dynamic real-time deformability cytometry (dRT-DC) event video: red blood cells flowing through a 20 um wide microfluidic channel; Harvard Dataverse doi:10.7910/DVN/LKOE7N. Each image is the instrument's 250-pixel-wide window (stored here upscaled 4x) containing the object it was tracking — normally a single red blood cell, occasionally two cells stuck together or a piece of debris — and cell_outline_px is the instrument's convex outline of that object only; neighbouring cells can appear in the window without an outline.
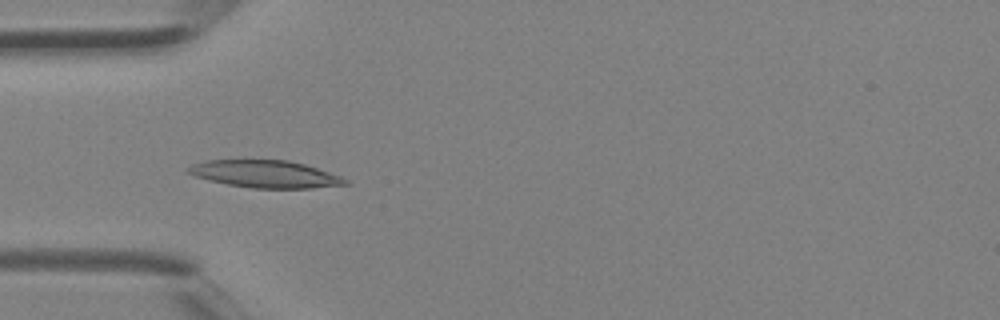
{"species": "Egyptian fruit bat (a non-hibernating species)", "species_latin": "Rousettus aegyptiacus", "temperature_condition": "room temperature", "stored_images_in_passage": 40, "camera_frame_rate_fps": 3000, "um_per_image_px": 0.085, "animal": {"sex": "female"}, "frame": {"image": 1, "passage_image": 12, "time_ms": 3.667, "image_size_px": [1000, 320], "cell_outline_px": [[352, 184], [312, 188], [252, 188], [228, 184], [196, 176], [184, 172], [184, 168], [192, 164], [208, 160], [288, 160], [304, 164], [340, 176], [348, 180]], "centroid_in_image_um": [22.54, 14.79], "position_along_channel_um": 62.5, "area_um2": 24.91}}
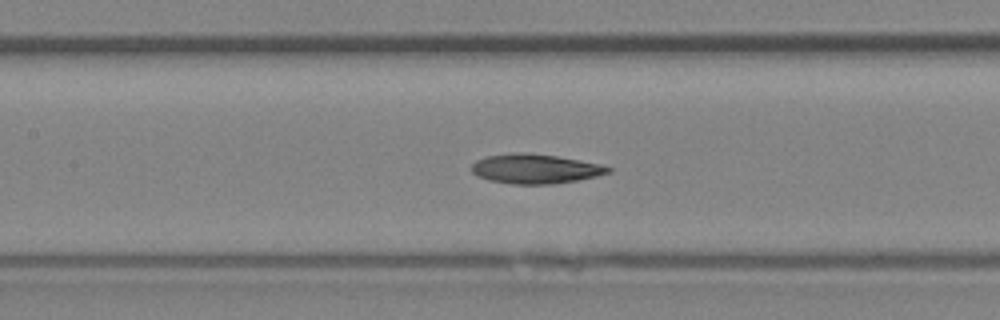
{"frame": {"image": 2, "passage_image": 18, "time_ms": 5.667, "image_size_px": [1000, 320], "cell_outline_px": [[612, 172], [596, 176], [576, 180], [552, 184], [512, 184], [488, 180], [472, 172], [472, 164], [476, 160], [484, 156], [512, 152], [528, 152], [556, 156], [580, 160], [600, 164], [612, 168]], "centroid_in_image_um": [45.48, 14.33], "position_along_channel_um": 161.9, "area_um2": 23.58}}
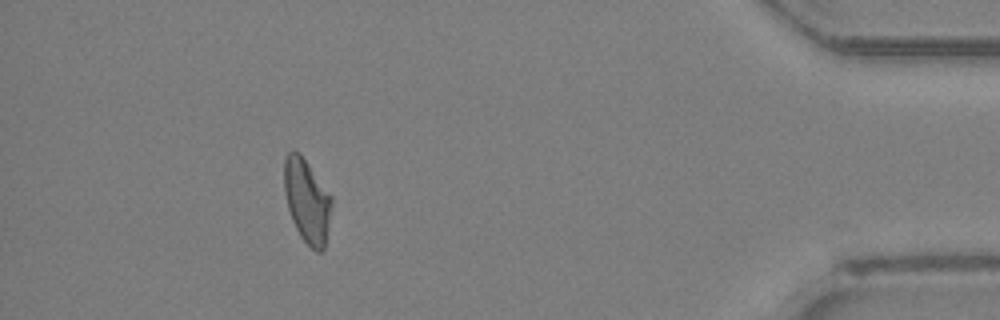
{"frame": {"image": 3, "passage_image": 36, "time_ms": 11.667, "image_size_px": [1000, 320], "cell_outline_px": [[332, 204], [328, 228], [324, 248], [320, 252], [316, 252], [300, 236], [292, 220], [288, 208], [284, 192], [284, 160], [288, 152], [300, 152], [332, 196]], "centroid_in_image_um": [26.09, 17.06], "position_along_channel_um": 409.1, "area_um2": 23.06}}